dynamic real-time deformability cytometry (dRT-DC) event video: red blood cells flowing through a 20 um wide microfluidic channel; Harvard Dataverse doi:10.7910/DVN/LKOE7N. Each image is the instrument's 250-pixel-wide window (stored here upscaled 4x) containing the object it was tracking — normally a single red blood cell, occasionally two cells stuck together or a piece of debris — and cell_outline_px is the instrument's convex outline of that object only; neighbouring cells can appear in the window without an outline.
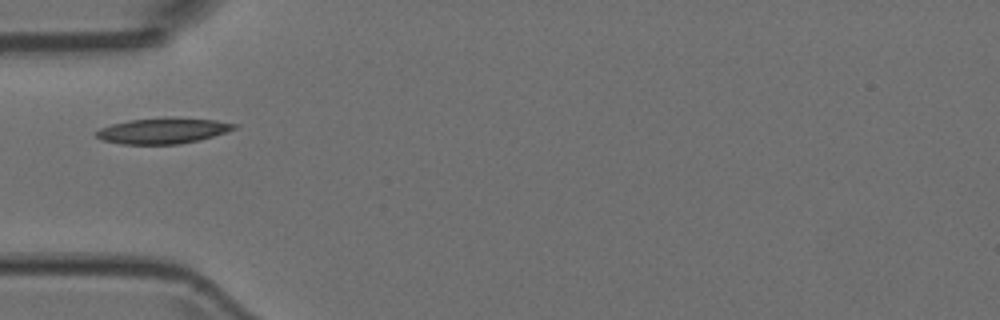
{"species": "Egyptian fruit bat (a non-hibernating species)", "species_latin": "Rousettus aegyptiacus", "temperature_condition": "room temperature", "stored_images_in_passage": 2, "camera_frame_rate_fps": 3000, "um_per_image_px": 0.085, "animal": {"sex": "female"}, "frame": {"image": 1, "passage_image": 1, "time_ms": 0.0, "image_size_px": [1000, 320], "cell_outline_px": [[240, 124], [236, 128], [200, 140], [176, 144], [124, 144], [104, 140], [96, 136], [96, 132], [100, 128], [112, 124], [128, 120], [164, 116], [168, 116], [216, 120]], "centroid_in_image_um": [13.88, 11.08], "position_along_channel_um": 71.1, "area_um2": 20.81}}
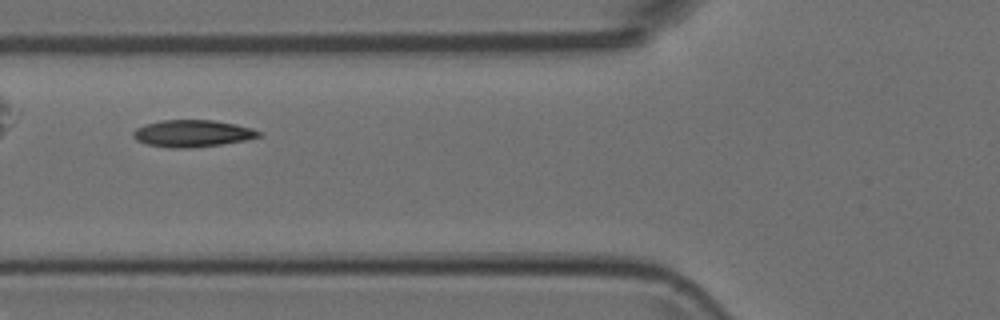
{"frame": {"image": 2, "passage_image": 2, "time_ms": 0.333, "image_size_px": [1000, 320], "cell_outline_px": [[264, 136], [244, 140], [220, 144], [192, 148], [168, 148], [148, 144], [136, 140], [132, 136], [132, 132], [136, 128], [144, 124], [160, 120], [212, 120], [236, 124], [252, 128], [264, 132]], "centroid_in_image_um": [16.37, 11.34], "position_along_channel_um": 109.4, "area_um2": 19.94}}